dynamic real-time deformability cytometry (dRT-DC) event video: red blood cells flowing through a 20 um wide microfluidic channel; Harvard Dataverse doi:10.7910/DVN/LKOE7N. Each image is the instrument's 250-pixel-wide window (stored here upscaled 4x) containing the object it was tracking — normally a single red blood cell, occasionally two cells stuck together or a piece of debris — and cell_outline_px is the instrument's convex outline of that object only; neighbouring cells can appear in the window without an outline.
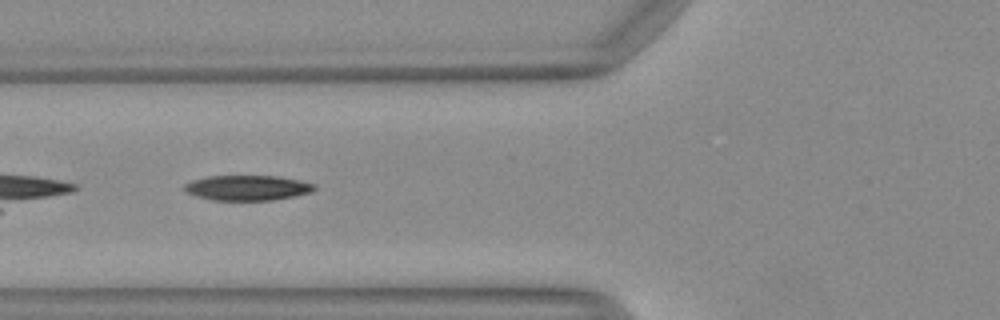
{"species": "Egyptian fruit bat (a non-hibernating species)", "species_latin": "Rousettus aegyptiacus", "temperature_condition": "warm", "stored_images_in_passage": 18, "camera_frame_rate_fps": 3000, "um_per_image_px": 0.085, "animal": {"sex": "female"}, "frame": {"image": 1, "passage_image": 3, "time_ms": 0.667, "image_size_px": [1000, 320], "cell_outline_px": [[316, 188], [312, 192], [272, 200], [212, 200], [196, 196], [184, 192], [184, 184], [192, 180], [208, 176], [276, 176], [300, 180], [316, 184]], "centroid_in_image_um": [21.01, 15.96], "position_along_channel_um": 104.8, "area_um2": 19.07}}
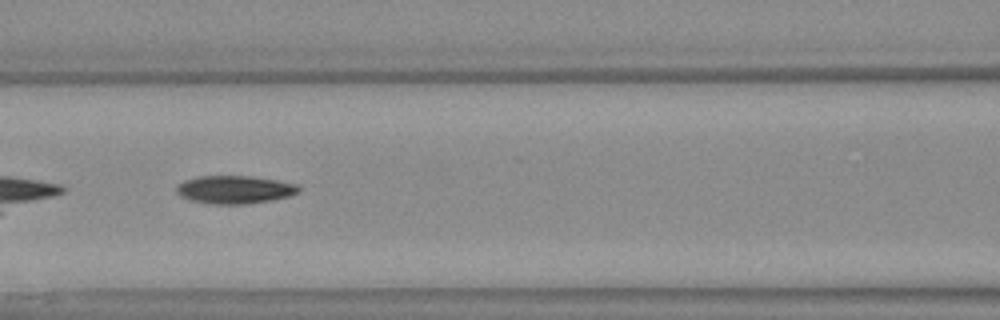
{"frame": {"image": 2, "passage_image": 6, "time_ms": 1.667, "image_size_px": [1000, 320], "cell_outline_px": [[300, 188], [296, 192], [288, 196], [268, 200], [244, 204], [216, 204], [192, 200], [180, 196], [176, 192], [176, 184], [184, 180], [200, 176], [248, 176], [276, 180], [296, 184]], "centroid_in_image_um": [19.88, 16.1], "position_along_channel_um": 146.7, "area_um2": 19.59}}